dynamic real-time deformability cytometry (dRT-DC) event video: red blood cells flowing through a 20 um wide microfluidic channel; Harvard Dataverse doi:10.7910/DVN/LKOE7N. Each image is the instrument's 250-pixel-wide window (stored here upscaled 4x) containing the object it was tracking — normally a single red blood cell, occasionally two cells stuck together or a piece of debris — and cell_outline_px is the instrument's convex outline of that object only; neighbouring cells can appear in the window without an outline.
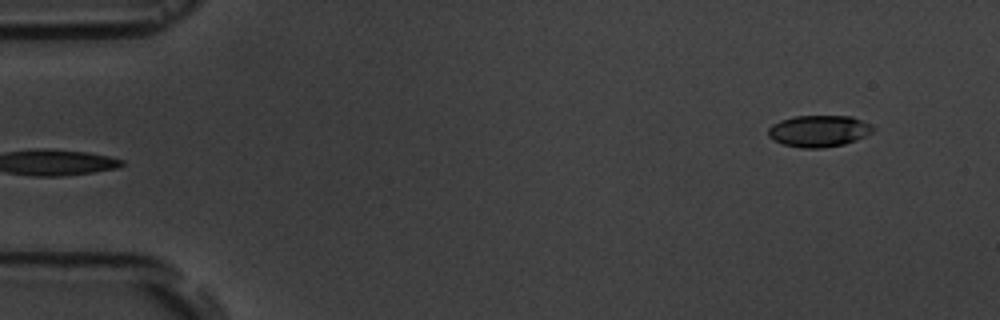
{"species": "common noctule bat (a hibernating species)", "species_latin": "Nyctalus noctula", "temperature_condition": "room temperature", "stored_images_in_passage": 6, "segment_of_instrument_passage": [2, 2], "camera_frame_rate_fps": 3000, "um_per_image_px": 0.085, "animal": {"sex": "male", "body_mass_g": 19.5, "forearm_length_mm": 54.6}, "frame": {"image": 1, "passage_image": 6, "time_ms": 5.667, "image_size_px": [1000, 320], "cell_outline_px": [[876, 128], [872, 132], [856, 140], [844, 144], [824, 148], [800, 148], [784, 144], [772, 140], [768, 136], [768, 128], [772, 124], [780, 120], [796, 116], [852, 116], [872, 124]], "centroid_in_image_um": [69.61, 11.13], "position_along_channel_um": 15.4, "area_um2": 19.48}}